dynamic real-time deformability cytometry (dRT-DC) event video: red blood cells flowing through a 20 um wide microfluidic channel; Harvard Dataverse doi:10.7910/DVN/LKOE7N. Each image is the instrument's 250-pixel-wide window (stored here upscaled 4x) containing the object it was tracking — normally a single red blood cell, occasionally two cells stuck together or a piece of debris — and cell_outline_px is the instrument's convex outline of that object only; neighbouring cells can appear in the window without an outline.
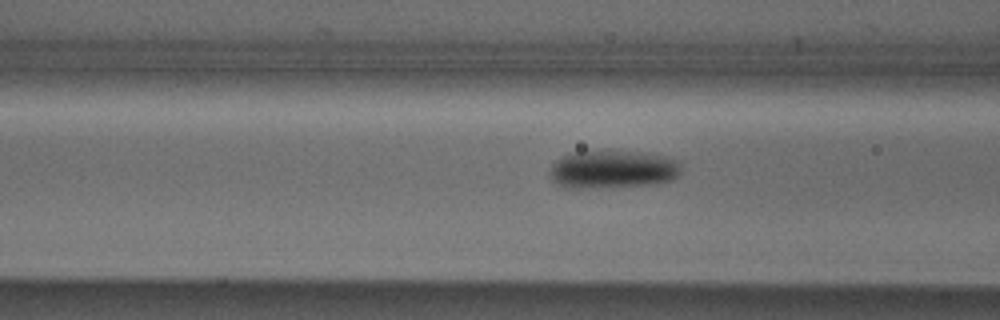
{"species": "Egyptian fruit bat (a non-hibernating species)", "species_latin": "Rousettus aegyptiacus", "temperature_condition": "cold", "stored_images_in_passage": 36, "camera_frame_rate_fps": 3000, "um_per_image_px": 0.085, "animal": {"sex": "male"}, "frame": {"image": 1, "passage_image": 11, "time_ms": 3.333, "image_size_px": [1000, 320], "cell_outline_px": [[680, 172], [672, 180], [652, 184], [580, 188], [564, 188], [552, 180], [552, 164], [556, 160], [572, 152], [640, 152], [664, 156], [676, 160], [680, 164]], "centroid_in_image_um": [52.09, 14.4], "position_along_channel_um": 114.5, "area_um2": 28.44}}
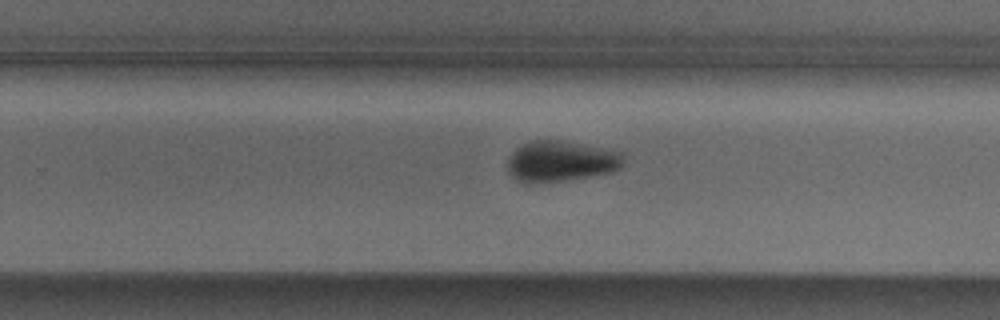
{"frame": {"image": 2, "passage_image": 24, "time_ms": 7.667, "image_size_px": [1000, 320], "cell_outline_px": [[624, 164], [620, 168], [612, 172], [564, 180], [516, 180], [508, 172], [508, 156], [516, 148], [532, 140], [560, 140], [624, 152]], "centroid_in_image_um": [47.72, 13.66], "position_along_channel_um": 282.1, "area_um2": 26.99}}
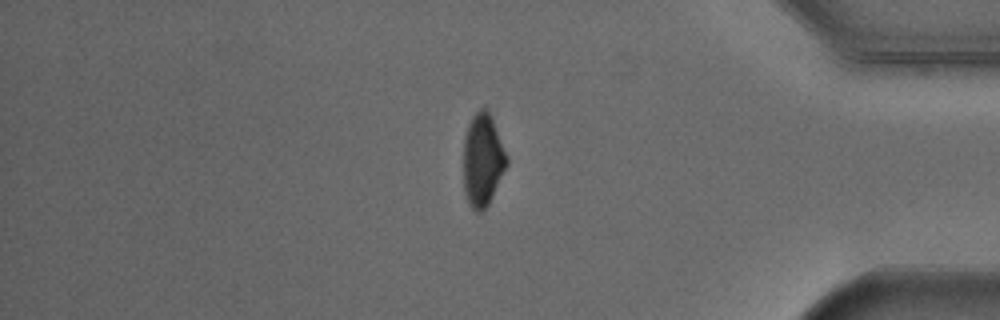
{"frame": {"image": 3, "passage_image": 35, "time_ms": 11.333, "image_size_px": [1000, 320], "cell_outline_px": [[508, 164], [488, 204], [480, 212], [476, 212], [468, 204], [464, 188], [464, 136], [468, 124], [472, 116], [480, 108], [488, 108], [492, 116], [508, 156]], "centroid_in_image_um": [41.04, 13.55], "position_along_channel_um": 394.2, "area_um2": 23.52}}